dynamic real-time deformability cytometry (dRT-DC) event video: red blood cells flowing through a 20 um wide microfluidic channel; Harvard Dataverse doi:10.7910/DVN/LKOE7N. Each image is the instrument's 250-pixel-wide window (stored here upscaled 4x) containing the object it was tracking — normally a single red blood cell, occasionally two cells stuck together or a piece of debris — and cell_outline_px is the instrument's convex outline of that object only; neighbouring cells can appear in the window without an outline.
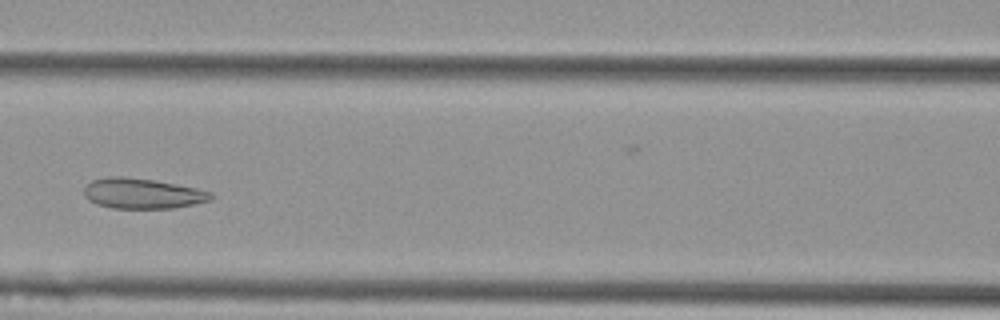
{"species": "Egyptian fruit bat (a non-hibernating species)", "species_latin": "Rousettus aegyptiacus", "temperature_condition": "cold", "stored_images_in_passage": 8, "camera_frame_rate_fps": 3000, "um_per_image_px": 0.085, "animal": {"sex": "female"}, "frame": {"image": 1, "passage_image": 4, "time_ms": 1.0, "image_size_px": [1000, 320], "cell_outline_px": [[216, 196], [212, 200], [172, 208], [112, 208], [96, 204], [88, 200], [84, 196], [84, 188], [92, 180], [108, 176], [124, 176], [152, 180], [196, 188], [212, 192]], "centroid_in_image_um": [12.1, 16.44], "position_along_channel_um": 154.5, "area_um2": 22.43}}
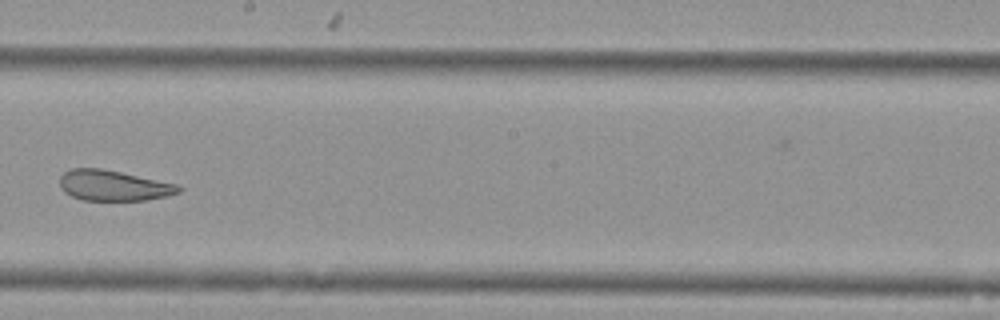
{"frame": {"image": 2, "passage_image": 6, "time_ms": 1.667, "image_size_px": [1000, 320], "cell_outline_px": [[184, 188], [180, 192], [168, 196], [148, 200], [84, 200], [72, 196], [64, 192], [60, 188], [60, 176], [64, 172], [72, 168], [100, 168], [180, 184]], "centroid_in_image_um": [9.69, 15.77], "position_along_channel_um": 238.5, "area_um2": 21.33}}
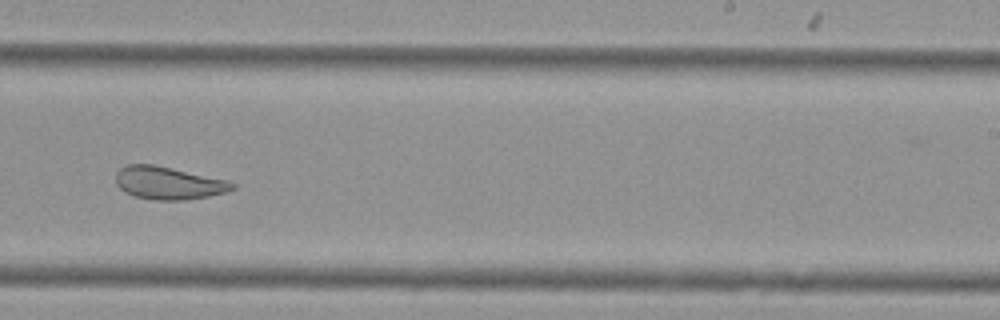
{"frame": {"image": 3, "passage_image": 7, "time_ms": 2.0, "image_size_px": [1000, 320], "cell_outline_px": [[236, 188], [228, 192], [208, 196], [184, 200], [156, 200], [136, 196], [124, 192], [116, 184], [116, 172], [120, 168], [128, 164], [152, 164], [172, 168], [228, 180], [236, 184]], "centroid_in_image_um": [14.33, 15.55], "position_along_channel_um": 274.7, "area_um2": 22.25}}